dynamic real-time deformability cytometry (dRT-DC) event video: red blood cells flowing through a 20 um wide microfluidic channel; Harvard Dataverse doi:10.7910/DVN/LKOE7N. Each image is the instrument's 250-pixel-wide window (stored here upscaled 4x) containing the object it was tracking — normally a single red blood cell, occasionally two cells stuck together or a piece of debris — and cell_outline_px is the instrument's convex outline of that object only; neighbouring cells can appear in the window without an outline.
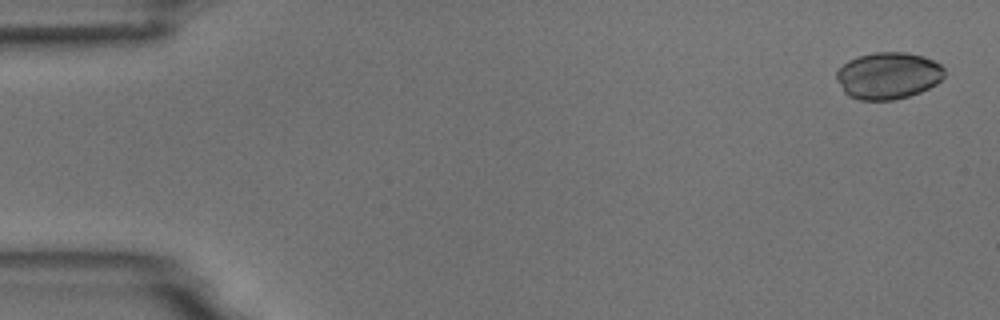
{"species": "common noctule bat (a hibernating species)", "species_latin": "Nyctalus noctula", "temperature_condition": "room temperature", "stored_images_in_passage": 5, "camera_frame_rate_fps": 3000, "um_per_image_px": 0.085, "animal": {"sex": "male", "body_mass_g": 18.8}, "frame": {"image": 1, "passage_image": 1, "time_ms": 0.0, "image_size_px": [1000, 320], "cell_outline_px": [[944, 76], [936, 84], [920, 92], [908, 96], [892, 100], [860, 100], [848, 96], [844, 92], [836, 80], [836, 72], [848, 60], [872, 52], [904, 52], [924, 56], [940, 64], [944, 68]], "centroid_in_image_um": [75.48, 6.43], "position_along_channel_um": 9.5, "area_um2": 29.48}}
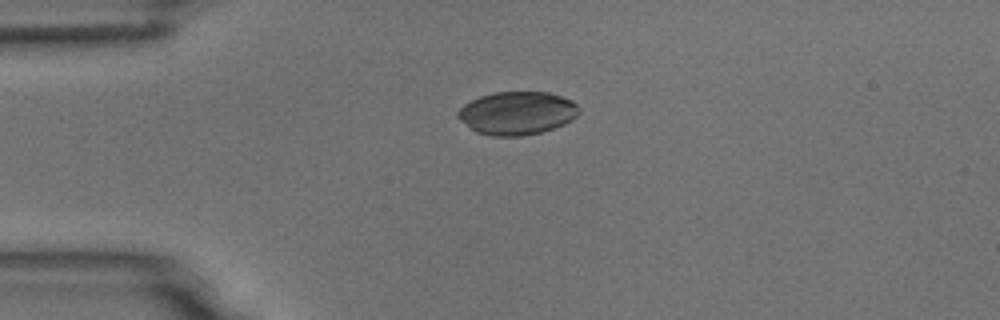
{"frame": {"image": 2, "passage_image": 4, "time_ms": 3.667, "image_size_px": [1000, 320], "cell_outline_px": [[580, 112], [572, 120], [564, 124], [540, 132], [520, 136], [492, 136], [476, 132], [460, 120], [456, 116], [456, 112], [464, 104], [480, 96], [492, 92], [548, 92], [572, 100], [580, 108]], "centroid_in_image_um": [43.94, 9.61], "position_along_channel_um": 41.1, "area_um2": 30.46}}